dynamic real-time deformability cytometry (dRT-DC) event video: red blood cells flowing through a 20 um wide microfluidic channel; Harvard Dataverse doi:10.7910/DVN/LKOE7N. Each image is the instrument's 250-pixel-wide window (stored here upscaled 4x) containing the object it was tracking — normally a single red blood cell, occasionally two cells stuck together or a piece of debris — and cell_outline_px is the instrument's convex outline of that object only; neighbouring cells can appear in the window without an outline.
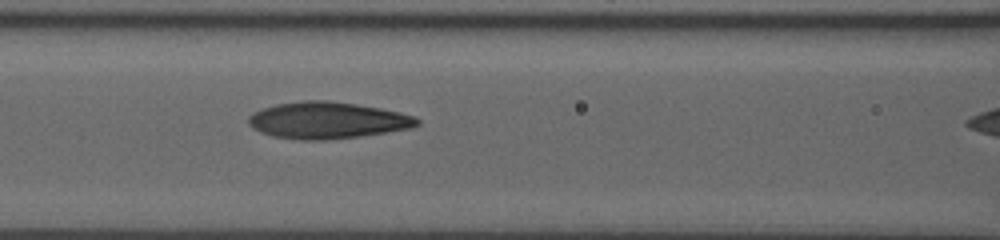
{"species": "human", "species_latin": "Homo sapiens", "temperature_condition": "room temperature", "stored_images_in_passage": 10, "segment_of_instrument_passage": [1, 2], "camera_frame_rate_fps": 3000, "um_per_image_px": 0.085, "donor": {"sex": "male"}, "frame": {"image": 1, "passage_image": 9, "time_ms": 7.333, "image_size_px": [1000, 240], "cell_outline_px": [[420, 124], [412, 128], [360, 136], [324, 140], [304, 140], [272, 136], [260, 132], [252, 128], [248, 124], [248, 116], [252, 112], [276, 104], [304, 100], [328, 100], [380, 108], [400, 112], [416, 116], [420, 120]], "centroid_in_image_um": [27.83, 10.22], "position_along_channel_um": 138.8, "area_um2": 36.13}}